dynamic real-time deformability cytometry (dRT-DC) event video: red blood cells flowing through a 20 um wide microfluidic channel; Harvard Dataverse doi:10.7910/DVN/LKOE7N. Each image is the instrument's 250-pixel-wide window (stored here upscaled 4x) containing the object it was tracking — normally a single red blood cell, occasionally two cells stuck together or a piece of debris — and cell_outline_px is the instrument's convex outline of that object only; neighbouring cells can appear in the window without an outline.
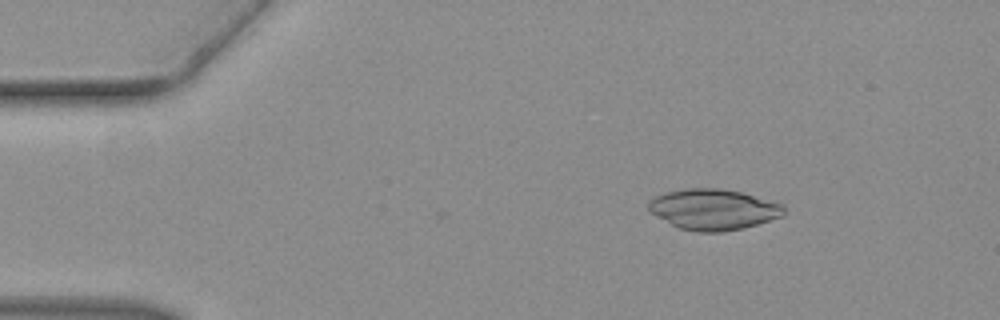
{"species": "common noctule bat (a hibernating species)", "species_latin": "Nyctalus noctula", "temperature_condition": "warm", "stored_images_in_passage": 2, "camera_frame_rate_fps": 3000, "um_per_image_px": 0.085, "animal": {"sex": "female", "body_mass_g": 19.3, "forearm_length_mm": 54.1}, "frame": {"image": 1, "passage_image": 2, "time_ms": 0.333, "image_size_px": [1000, 320], "cell_outline_px": [[784, 216], [744, 228], [724, 232], [696, 232], [680, 228], [656, 216], [648, 208], [648, 200], [656, 196], [668, 192], [688, 188], [720, 188], [740, 192], [784, 204]], "centroid_in_image_um": [60.66, 17.81], "position_along_channel_um": 24.3, "area_um2": 32.08}}